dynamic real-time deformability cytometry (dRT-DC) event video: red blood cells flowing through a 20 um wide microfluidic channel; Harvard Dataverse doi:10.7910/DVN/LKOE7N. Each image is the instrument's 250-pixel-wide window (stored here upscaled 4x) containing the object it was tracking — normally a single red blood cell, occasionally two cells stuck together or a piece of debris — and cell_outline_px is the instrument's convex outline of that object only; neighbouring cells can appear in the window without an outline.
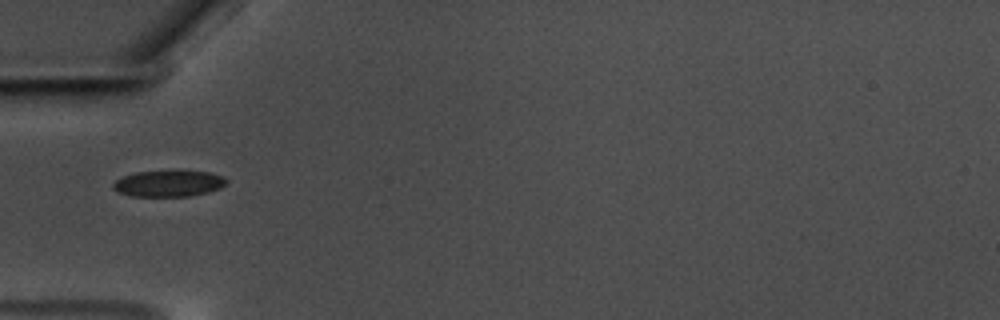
{"species": "common noctule bat (a hibernating species)", "species_latin": "Nyctalus noctula", "temperature_condition": "warm", "stored_images_in_passage": 25, "camera_frame_rate_fps": 3000, "um_per_image_px": 0.085, "animal": {"sex": "male", "body_mass_g": 17.5, "forearm_length_mm": 52.3}, "frame": {"image": 1, "passage_image": 1, "time_ms": 0.0, "image_size_px": [1000, 320], "cell_outline_px": [[228, 180], [220, 188], [208, 192], [188, 196], [132, 196], [120, 192], [112, 188], [112, 184], [116, 180], [124, 176], [136, 172], [176, 168], [208, 172], [224, 176]], "centroid_in_image_um": [14.36, 15.55], "position_along_channel_um": 70.6, "area_um2": 17.92}}